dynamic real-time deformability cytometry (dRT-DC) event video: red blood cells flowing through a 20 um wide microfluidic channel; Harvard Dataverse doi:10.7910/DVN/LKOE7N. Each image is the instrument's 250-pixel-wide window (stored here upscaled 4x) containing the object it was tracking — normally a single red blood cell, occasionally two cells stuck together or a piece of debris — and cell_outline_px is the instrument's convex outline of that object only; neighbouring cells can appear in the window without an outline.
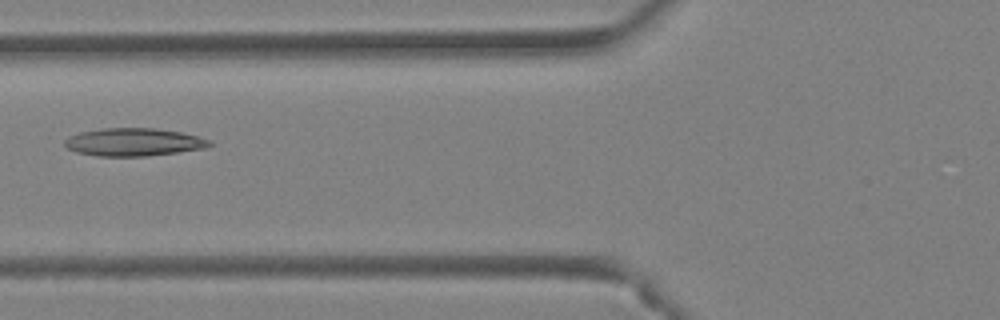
{"species": "Egyptian fruit bat (a non-hibernating species)", "species_latin": "Rousettus aegyptiacus", "temperature_condition": "warm", "stored_images_in_passage": 32, "camera_frame_rate_fps": 3000, "um_per_image_px": 0.085, "animal": {"sex": "female"}, "frame": {"image": 1, "passage_image": 4, "time_ms": 1.0, "image_size_px": [1000, 320], "cell_outline_px": [[212, 144], [208, 148], [148, 156], [96, 156], [76, 152], [68, 148], [64, 144], [64, 140], [68, 136], [80, 132], [104, 128], [156, 128], [180, 132], [212, 140]], "centroid_in_image_um": [11.37, 12.08], "position_along_channel_um": 114.4, "area_um2": 23.64}}
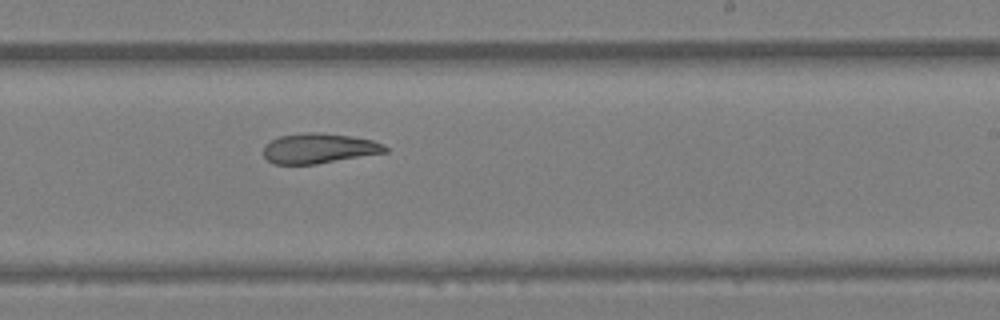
{"frame": {"image": 2, "passage_image": 14, "time_ms": 4.333, "image_size_px": [1000, 320], "cell_outline_px": [[388, 152], [316, 164], [276, 164], [268, 160], [264, 156], [264, 148], [272, 140], [280, 136], [304, 132], [316, 132], [352, 136], [372, 140], [384, 144], [388, 148]], "centroid_in_image_um": [27.15, 12.61], "position_along_channel_um": 261.9, "area_um2": 21.21}}
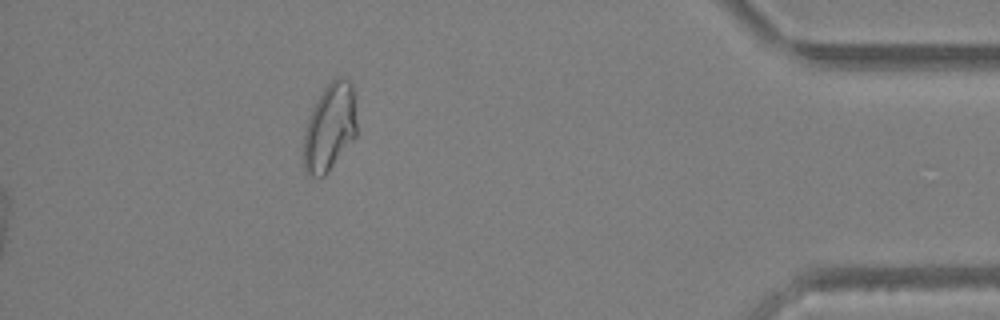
{"frame": {"image": 3, "passage_image": 27, "time_ms": 8.667, "image_size_px": [1000, 320], "cell_outline_px": [[356, 136], [324, 176], [308, 176], [304, 172], [304, 136], [308, 120], [312, 108], [324, 88], [336, 76], [344, 76], [352, 80], [356, 120]], "centroid_in_image_um": [28.03, 10.79], "position_along_channel_um": 407.2, "area_um2": 27.05}, "authors_computed_cell_mechanics": {"area_um2": 22.8888, "velocity_mm_per_s": 4.4339, "shape_relaxation_time_tau1_ms": null, "shape_relaxation_time_tau2_ms": 4.301, "deformation_change_tau1": null, "deformation_change_tau2": 0.1403}}